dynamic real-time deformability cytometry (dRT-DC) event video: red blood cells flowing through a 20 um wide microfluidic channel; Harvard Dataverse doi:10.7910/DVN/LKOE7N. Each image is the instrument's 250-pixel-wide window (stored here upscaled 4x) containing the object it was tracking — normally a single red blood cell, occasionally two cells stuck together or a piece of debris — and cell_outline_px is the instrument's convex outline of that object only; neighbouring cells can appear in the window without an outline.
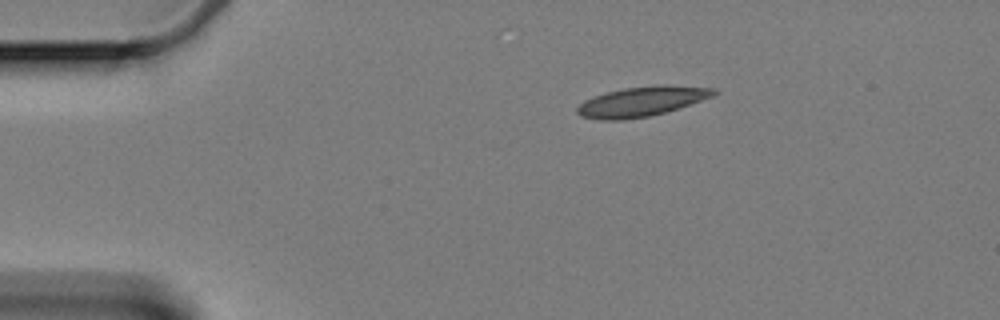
{"species": "Egyptian fruit bat (a non-hibernating species)", "species_latin": "Rousettus aegyptiacus", "temperature_condition": "cold", "stored_images_in_passage": 27, "camera_frame_rate_fps": 3000, "um_per_image_px": 0.085, "animal": {"sex": "female"}, "frame": {"image": 1, "passage_image": 1, "time_ms": 0.0, "image_size_px": [1000, 320], "cell_outline_px": [[720, 92], [712, 96], [664, 112], [648, 116], [624, 120], [600, 120], [580, 116], [576, 112], [576, 108], [584, 100], [592, 96], [624, 88], [656, 84], [668, 84], [716, 88]], "centroid_in_image_um": [54.52, 8.61], "position_along_channel_um": 30.5, "area_um2": 23.76}}
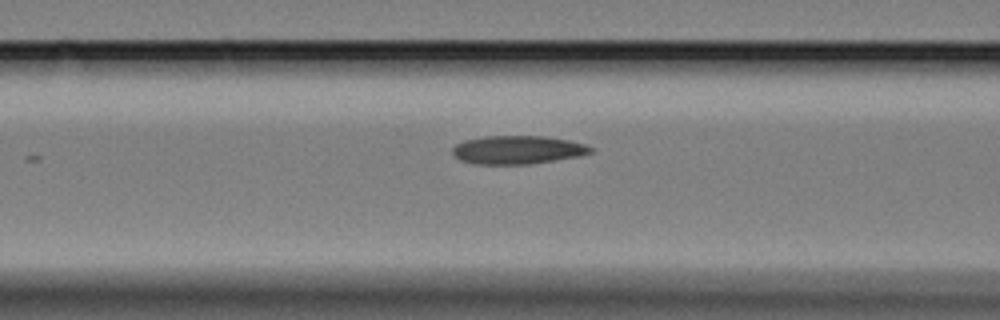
{"frame": {"image": 2, "passage_image": 14, "time_ms": 4.333, "image_size_px": [1000, 320], "cell_outline_px": [[596, 148], [592, 152], [580, 156], [528, 164], [476, 164], [460, 160], [452, 152], [452, 148], [456, 144], [464, 140], [484, 136], [544, 136], [568, 140], [584, 144]], "centroid_in_image_um": [44.0, 12.73], "position_along_channel_um": 122.6, "area_um2": 22.83}}
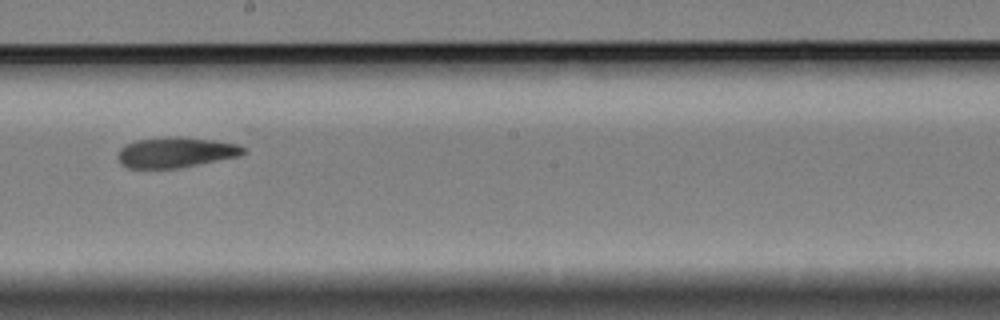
{"frame": {"image": 3, "passage_image": 24, "time_ms": 7.667, "image_size_px": [1000, 320], "cell_outline_px": [[248, 152], [240, 156], [176, 168], [128, 168], [120, 164], [116, 156], [120, 148], [124, 144], [136, 140], [168, 136], [184, 136], [212, 140], [236, 144], [248, 148]], "centroid_in_image_um": [14.92, 12.94], "position_along_channel_um": 233.3, "area_um2": 22.54}}